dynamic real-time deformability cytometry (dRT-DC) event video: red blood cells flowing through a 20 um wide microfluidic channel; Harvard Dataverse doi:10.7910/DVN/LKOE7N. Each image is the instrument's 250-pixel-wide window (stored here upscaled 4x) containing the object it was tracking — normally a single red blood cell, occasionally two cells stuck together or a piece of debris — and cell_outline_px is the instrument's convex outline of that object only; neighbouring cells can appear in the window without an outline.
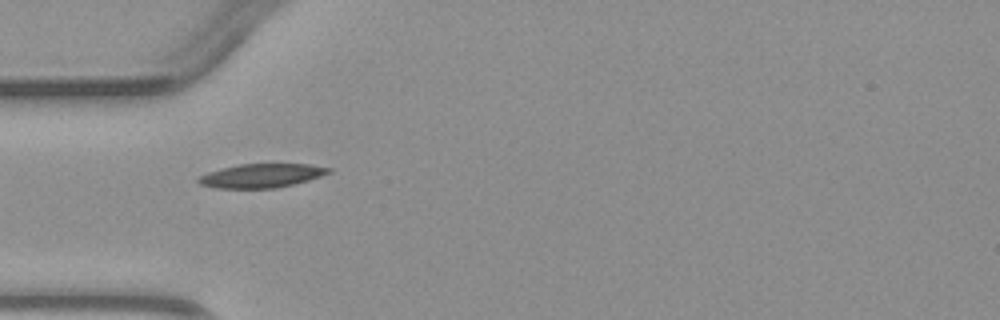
{"species": "common noctule bat (a hibernating species)", "species_latin": "Nyctalus noctula", "temperature_condition": "warm", "stored_images_in_passage": 1, "camera_frame_rate_fps": 3000, "um_per_image_px": 0.085, "animal": {"sex": "male", "body_mass_g": 23.1, "forearm_length_mm": 52.7}, "frame": {"image": 1, "passage_image": 1, "time_ms": 0.0, "image_size_px": [1000, 320], "cell_outline_px": [[332, 172], [308, 180], [276, 188], [216, 188], [200, 184], [196, 180], [200, 176], [208, 172], [240, 164], [308, 164], [332, 168]], "centroid_in_image_um": [22.24, 14.93], "position_along_channel_um": 62.8, "area_um2": 17.92}}